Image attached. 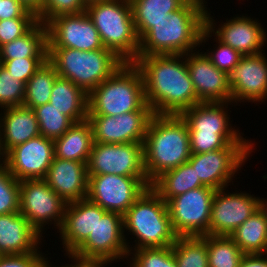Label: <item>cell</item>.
<instances>
[{"label": "cell", "instance_id": "40", "mask_svg": "<svg viewBox=\"0 0 267 267\" xmlns=\"http://www.w3.org/2000/svg\"><path fill=\"white\" fill-rule=\"evenodd\" d=\"M84 0H43L38 21L46 24L49 20L63 14H78L86 11Z\"/></svg>", "mask_w": 267, "mask_h": 267}, {"label": "cell", "instance_id": "42", "mask_svg": "<svg viewBox=\"0 0 267 267\" xmlns=\"http://www.w3.org/2000/svg\"><path fill=\"white\" fill-rule=\"evenodd\" d=\"M37 18H12L0 21V47L26 34Z\"/></svg>", "mask_w": 267, "mask_h": 267}, {"label": "cell", "instance_id": "51", "mask_svg": "<svg viewBox=\"0 0 267 267\" xmlns=\"http://www.w3.org/2000/svg\"><path fill=\"white\" fill-rule=\"evenodd\" d=\"M101 1H108V0H84V2L86 3V5L95 3V2H101Z\"/></svg>", "mask_w": 267, "mask_h": 267}, {"label": "cell", "instance_id": "27", "mask_svg": "<svg viewBox=\"0 0 267 267\" xmlns=\"http://www.w3.org/2000/svg\"><path fill=\"white\" fill-rule=\"evenodd\" d=\"M49 104L68 116L74 123L87 119L88 94L68 79L57 77Z\"/></svg>", "mask_w": 267, "mask_h": 267}, {"label": "cell", "instance_id": "8", "mask_svg": "<svg viewBox=\"0 0 267 267\" xmlns=\"http://www.w3.org/2000/svg\"><path fill=\"white\" fill-rule=\"evenodd\" d=\"M123 232V215L109 212L98 205V221L94 231L70 255L82 261H112L128 258L130 242ZM125 256V258H124Z\"/></svg>", "mask_w": 267, "mask_h": 267}, {"label": "cell", "instance_id": "19", "mask_svg": "<svg viewBox=\"0 0 267 267\" xmlns=\"http://www.w3.org/2000/svg\"><path fill=\"white\" fill-rule=\"evenodd\" d=\"M228 85L231 88L232 103L247 101L263 103L267 98L265 55L259 53L242 56L236 67L228 73Z\"/></svg>", "mask_w": 267, "mask_h": 267}, {"label": "cell", "instance_id": "10", "mask_svg": "<svg viewBox=\"0 0 267 267\" xmlns=\"http://www.w3.org/2000/svg\"><path fill=\"white\" fill-rule=\"evenodd\" d=\"M66 206L44 179L20 181L19 212L40 235L46 224L61 228Z\"/></svg>", "mask_w": 267, "mask_h": 267}, {"label": "cell", "instance_id": "39", "mask_svg": "<svg viewBox=\"0 0 267 267\" xmlns=\"http://www.w3.org/2000/svg\"><path fill=\"white\" fill-rule=\"evenodd\" d=\"M26 84L9 74L0 63V108L23 106Z\"/></svg>", "mask_w": 267, "mask_h": 267}, {"label": "cell", "instance_id": "12", "mask_svg": "<svg viewBox=\"0 0 267 267\" xmlns=\"http://www.w3.org/2000/svg\"><path fill=\"white\" fill-rule=\"evenodd\" d=\"M254 144H228L223 149L190 155L187 161L197 177L213 189L228 188L238 169L245 164Z\"/></svg>", "mask_w": 267, "mask_h": 267}, {"label": "cell", "instance_id": "49", "mask_svg": "<svg viewBox=\"0 0 267 267\" xmlns=\"http://www.w3.org/2000/svg\"><path fill=\"white\" fill-rule=\"evenodd\" d=\"M185 4H191L201 9L203 12L208 13L205 0H182Z\"/></svg>", "mask_w": 267, "mask_h": 267}, {"label": "cell", "instance_id": "11", "mask_svg": "<svg viewBox=\"0 0 267 267\" xmlns=\"http://www.w3.org/2000/svg\"><path fill=\"white\" fill-rule=\"evenodd\" d=\"M151 184L147 177L88 175L87 199L106 211L123 215Z\"/></svg>", "mask_w": 267, "mask_h": 267}, {"label": "cell", "instance_id": "50", "mask_svg": "<svg viewBox=\"0 0 267 267\" xmlns=\"http://www.w3.org/2000/svg\"><path fill=\"white\" fill-rule=\"evenodd\" d=\"M258 209L263 214L264 218L267 220V199L259 197Z\"/></svg>", "mask_w": 267, "mask_h": 267}, {"label": "cell", "instance_id": "5", "mask_svg": "<svg viewBox=\"0 0 267 267\" xmlns=\"http://www.w3.org/2000/svg\"><path fill=\"white\" fill-rule=\"evenodd\" d=\"M136 236L130 250L172 246L176 241L167 203L151 188L123 214V232Z\"/></svg>", "mask_w": 267, "mask_h": 267}, {"label": "cell", "instance_id": "24", "mask_svg": "<svg viewBox=\"0 0 267 267\" xmlns=\"http://www.w3.org/2000/svg\"><path fill=\"white\" fill-rule=\"evenodd\" d=\"M3 115V116H1ZM0 152L4 156L13 147L40 134L33 109L25 106L5 108L0 114Z\"/></svg>", "mask_w": 267, "mask_h": 267}, {"label": "cell", "instance_id": "18", "mask_svg": "<svg viewBox=\"0 0 267 267\" xmlns=\"http://www.w3.org/2000/svg\"><path fill=\"white\" fill-rule=\"evenodd\" d=\"M258 201L259 197L253 194L228 193L226 188L216 190L211 205L209 235L230 236L258 209Z\"/></svg>", "mask_w": 267, "mask_h": 267}, {"label": "cell", "instance_id": "52", "mask_svg": "<svg viewBox=\"0 0 267 267\" xmlns=\"http://www.w3.org/2000/svg\"><path fill=\"white\" fill-rule=\"evenodd\" d=\"M3 163V156L1 155V152H0V164Z\"/></svg>", "mask_w": 267, "mask_h": 267}, {"label": "cell", "instance_id": "36", "mask_svg": "<svg viewBox=\"0 0 267 267\" xmlns=\"http://www.w3.org/2000/svg\"><path fill=\"white\" fill-rule=\"evenodd\" d=\"M192 154L206 153L225 148L228 144H254L241 134L189 133Z\"/></svg>", "mask_w": 267, "mask_h": 267}, {"label": "cell", "instance_id": "16", "mask_svg": "<svg viewBox=\"0 0 267 267\" xmlns=\"http://www.w3.org/2000/svg\"><path fill=\"white\" fill-rule=\"evenodd\" d=\"M153 111H133L117 116L88 115L94 143L143 142Z\"/></svg>", "mask_w": 267, "mask_h": 267}, {"label": "cell", "instance_id": "3", "mask_svg": "<svg viewBox=\"0 0 267 267\" xmlns=\"http://www.w3.org/2000/svg\"><path fill=\"white\" fill-rule=\"evenodd\" d=\"M205 14L194 5L184 4L155 23L140 39L138 56L184 55L196 51L195 47H200V36L205 28Z\"/></svg>", "mask_w": 267, "mask_h": 267}, {"label": "cell", "instance_id": "6", "mask_svg": "<svg viewBox=\"0 0 267 267\" xmlns=\"http://www.w3.org/2000/svg\"><path fill=\"white\" fill-rule=\"evenodd\" d=\"M86 13L99 32L104 48L124 62L138 57L140 39L137 35L129 0H108L87 5Z\"/></svg>", "mask_w": 267, "mask_h": 267}, {"label": "cell", "instance_id": "45", "mask_svg": "<svg viewBox=\"0 0 267 267\" xmlns=\"http://www.w3.org/2000/svg\"><path fill=\"white\" fill-rule=\"evenodd\" d=\"M12 18H37L18 0H0V21Z\"/></svg>", "mask_w": 267, "mask_h": 267}, {"label": "cell", "instance_id": "31", "mask_svg": "<svg viewBox=\"0 0 267 267\" xmlns=\"http://www.w3.org/2000/svg\"><path fill=\"white\" fill-rule=\"evenodd\" d=\"M244 254L267 253V220L257 209L229 236Z\"/></svg>", "mask_w": 267, "mask_h": 267}, {"label": "cell", "instance_id": "26", "mask_svg": "<svg viewBox=\"0 0 267 267\" xmlns=\"http://www.w3.org/2000/svg\"><path fill=\"white\" fill-rule=\"evenodd\" d=\"M53 141L56 158L87 163L94 143L91 124L87 119L74 123Z\"/></svg>", "mask_w": 267, "mask_h": 267}, {"label": "cell", "instance_id": "34", "mask_svg": "<svg viewBox=\"0 0 267 267\" xmlns=\"http://www.w3.org/2000/svg\"><path fill=\"white\" fill-rule=\"evenodd\" d=\"M208 267H239L244 253L229 236L207 235Z\"/></svg>", "mask_w": 267, "mask_h": 267}, {"label": "cell", "instance_id": "28", "mask_svg": "<svg viewBox=\"0 0 267 267\" xmlns=\"http://www.w3.org/2000/svg\"><path fill=\"white\" fill-rule=\"evenodd\" d=\"M48 58L46 24L38 21L26 34L0 47V60Z\"/></svg>", "mask_w": 267, "mask_h": 267}, {"label": "cell", "instance_id": "23", "mask_svg": "<svg viewBox=\"0 0 267 267\" xmlns=\"http://www.w3.org/2000/svg\"><path fill=\"white\" fill-rule=\"evenodd\" d=\"M41 237L20 212L0 215L1 255L40 253Z\"/></svg>", "mask_w": 267, "mask_h": 267}, {"label": "cell", "instance_id": "9", "mask_svg": "<svg viewBox=\"0 0 267 267\" xmlns=\"http://www.w3.org/2000/svg\"><path fill=\"white\" fill-rule=\"evenodd\" d=\"M216 189L202 186L167 202L172 228L178 237L209 235L211 205Z\"/></svg>", "mask_w": 267, "mask_h": 267}, {"label": "cell", "instance_id": "17", "mask_svg": "<svg viewBox=\"0 0 267 267\" xmlns=\"http://www.w3.org/2000/svg\"><path fill=\"white\" fill-rule=\"evenodd\" d=\"M54 157L53 139L39 135L10 149L3 163L18 181L44 179Z\"/></svg>", "mask_w": 267, "mask_h": 267}, {"label": "cell", "instance_id": "30", "mask_svg": "<svg viewBox=\"0 0 267 267\" xmlns=\"http://www.w3.org/2000/svg\"><path fill=\"white\" fill-rule=\"evenodd\" d=\"M129 2L139 39L153 28L155 23L185 4L182 0H129Z\"/></svg>", "mask_w": 267, "mask_h": 267}, {"label": "cell", "instance_id": "35", "mask_svg": "<svg viewBox=\"0 0 267 267\" xmlns=\"http://www.w3.org/2000/svg\"><path fill=\"white\" fill-rule=\"evenodd\" d=\"M33 111L39 123L40 134L46 138L54 140L61 137L74 124L68 116L49 103L37 106Z\"/></svg>", "mask_w": 267, "mask_h": 267}, {"label": "cell", "instance_id": "22", "mask_svg": "<svg viewBox=\"0 0 267 267\" xmlns=\"http://www.w3.org/2000/svg\"><path fill=\"white\" fill-rule=\"evenodd\" d=\"M98 221V205L87 198L67 203L59 229L66 256H70L94 231Z\"/></svg>", "mask_w": 267, "mask_h": 267}, {"label": "cell", "instance_id": "38", "mask_svg": "<svg viewBox=\"0 0 267 267\" xmlns=\"http://www.w3.org/2000/svg\"><path fill=\"white\" fill-rule=\"evenodd\" d=\"M20 181L0 164V215L19 212Z\"/></svg>", "mask_w": 267, "mask_h": 267}, {"label": "cell", "instance_id": "1", "mask_svg": "<svg viewBox=\"0 0 267 267\" xmlns=\"http://www.w3.org/2000/svg\"><path fill=\"white\" fill-rule=\"evenodd\" d=\"M184 57V58H183ZM146 102L156 115H181L199 104L185 54L138 56Z\"/></svg>", "mask_w": 267, "mask_h": 267}, {"label": "cell", "instance_id": "41", "mask_svg": "<svg viewBox=\"0 0 267 267\" xmlns=\"http://www.w3.org/2000/svg\"><path fill=\"white\" fill-rule=\"evenodd\" d=\"M48 58H23L0 60L10 75L26 84Z\"/></svg>", "mask_w": 267, "mask_h": 267}, {"label": "cell", "instance_id": "13", "mask_svg": "<svg viewBox=\"0 0 267 267\" xmlns=\"http://www.w3.org/2000/svg\"><path fill=\"white\" fill-rule=\"evenodd\" d=\"M87 173L147 177L144 168L143 142L93 143L87 161Z\"/></svg>", "mask_w": 267, "mask_h": 267}, {"label": "cell", "instance_id": "25", "mask_svg": "<svg viewBox=\"0 0 267 267\" xmlns=\"http://www.w3.org/2000/svg\"><path fill=\"white\" fill-rule=\"evenodd\" d=\"M230 103L232 102H200L185 110L181 117L187 123L188 132L240 134L239 130H236L235 127L232 128L230 124V115H228L230 113L227 110Z\"/></svg>", "mask_w": 267, "mask_h": 267}, {"label": "cell", "instance_id": "43", "mask_svg": "<svg viewBox=\"0 0 267 267\" xmlns=\"http://www.w3.org/2000/svg\"><path fill=\"white\" fill-rule=\"evenodd\" d=\"M214 41L219 44L218 47L217 45L215 47L217 49H213V51L207 50L205 55L219 70L228 74L239 63L242 55L231 46L225 45L215 39Z\"/></svg>", "mask_w": 267, "mask_h": 267}, {"label": "cell", "instance_id": "20", "mask_svg": "<svg viewBox=\"0 0 267 267\" xmlns=\"http://www.w3.org/2000/svg\"><path fill=\"white\" fill-rule=\"evenodd\" d=\"M200 50L185 54L188 72L200 102H232L228 74L219 70Z\"/></svg>", "mask_w": 267, "mask_h": 267}, {"label": "cell", "instance_id": "2", "mask_svg": "<svg viewBox=\"0 0 267 267\" xmlns=\"http://www.w3.org/2000/svg\"><path fill=\"white\" fill-rule=\"evenodd\" d=\"M144 168L152 183L163 172L190 159L188 126L181 115H156L150 119L143 141Z\"/></svg>", "mask_w": 267, "mask_h": 267}, {"label": "cell", "instance_id": "14", "mask_svg": "<svg viewBox=\"0 0 267 267\" xmlns=\"http://www.w3.org/2000/svg\"><path fill=\"white\" fill-rule=\"evenodd\" d=\"M210 15L209 12L205 14V28L200 36V45L214 35L215 39L231 46L242 56L255 55L264 51L261 48L266 44L267 31L263 29L261 23H258L259 21L251 17L236 16L216 28L217 24Z\"/></svg>", "mask_w": 267, "mask_h": 267}, {"label": "cell", "instance_id": "37", "mask_svg": "<svg viewBox=\"0 0 267 267\" xmlns=\"http://www.w3.org/2000/svg\"><path fill=\"white\" fill-rule=\"evenodd\" d=\"M128 254L133 255L129 267H177L172 246L141 248L130 250Z\"/></svg>", "mask_w": 267, "mask_h": 267}, {"label": "cell", "instance_id": "48", "mask_svg": "<svg viewBox=\"0 0 267 267\" xmlns=\"http://www.w3.org/2000/svg\"><path fill=\"white\" fill-rule=\"evenodd\" d=\"M18 1L21 2L30 11L37 14L41 9L43 0H18Z\"/></svg>", "mask_w": 267, "mask_h": 267}, {"label": "cell", "instance_id": "47", "mask_svg": "<svg viewBox=\"0 0 267 267\" xmlns=\"http://www.w3.org/2000/svg\"><path fill=\"white\" fill-rule=\"evenodd\" d=\"M68 257L73 260L72 261L73 264L72 263L70 265L65 264V266H61V267H105L106 265L109 264V263L104 262V261H82V260H77V259L70 257V256H68Z\"/></svg>", "mask_w": 267, "mask_h": 267}, {"label": "cell", "instance_id": "21", "mask_svg": "<svg viewBox=\"0 0 267 267\" xmlns=\"http://www.w3.org/2000/svg\"><path fill=\"white\" fill-rule=\"evenodd\" d=\"M44 180L66 203L87 198V163L54 157Z\"/></svg>", "mask_w": 267, "mask_h": 267}, {"label": "cell", "instance_id": "46", "mask_svg": "<svg viewBox=\"0 0 267 267\" xmlns=\"http://www.w3.org/2000/svg\"><path fill=\"white\" fill-rule=\"evenodd\" d=\"M239 267H267V253L244 254Z\"/></svg>", "mask_w": 267, "mask_h": 267}, {"label": "cell", "instance_id": "4", "mask_svg": "<svg viewBox=\"0 0 267 267\" xmlns=\"http://www.w3.org/2000/svg\"><path fill=\"white\" fill-rule=\"evenodd\" d=\"M152 111L146 102L144 82L134 62H125L88 94V115L117 116Z\"/></svg>", "mask_w": 267, "mask_h": 267}, {"label": "cell", "instance_id": "44", "mask_svg": "<svg viewBox=\"0 0 267 267\" xmlns=\"http://www.w3.org/2000/svg\"><path fill=\"white\" fill-rule=\"evenodd\" d=\"M49 261L42 253L1 255L0 267H48Z\"/></svg>", "mask_w": 267, "mask_h": 267}, {"label": "cell", "instance_id": "33", "mask_svg": "<svg viewBox=\"0 0 267 267\" xmlns=\"http://www.w3.org/2000/svg\"><path fill=\"white\" fill-rule=\"evenodd\" d=\"M172 251L177 267H208L207 235L177 237Z\"/></svg>", "mask_w": 267, "mask_h": 267}, {"label": "cell", "instance_id": "7", "mask_svg": "<svg viewBox=\"0 0 267 267\" xmlns=\"http://www.w3.org/2000/svg\"><path fill=\"white\" fill-rule=\"evenodd\" d=\"M48 60L55 66L59 77L70 80L87 94L125 63L106 48L91 51L48 48Z\"/></svg>", "mask_w": 267, "mask_h": 267}, {"label": "cell", "instance_id": "32", "mask_svg": "<svg viewBox=\"0 0 267 267\" xmlns=\"http://www.w3.org/2000/svg\"><path fill=\"white\" fill-rule=\"evenodd\" d=\"M57 77L55 66L47 59L26 82L23 106L33 109L49 103Z\"/></svg>", "mask_w": 267, "mask_h": 267}, {"label": "cell", "instance_id": "29", "mask_svg": "<svg viewBox=\"0 0 267 267\" xmlns=\"http://www.w3.org/2000/svg\"><path fill=\"white\" fill-rule=\"evenodd\" d=\"M205 186L188 163L163 172L151 184V188L167 203L171 198Z\"/></svg>", "mask_w": 267, "mask_h": 267}, {"label": "cell", "instance_id": "15", "mask_svg": "<svg viewBox=\"0 0 267 267\" xmlns=\"http://www.w3.org/2000/svg\"><path fill=\"white\" fill-rule=\"evenodd\" d=\"M48 48H73L80 51L103 49L99 32L85 12L63 14L46 23Z\"/></svg>", "mask_w": 267, "mask_h": 267}]
</instances>
